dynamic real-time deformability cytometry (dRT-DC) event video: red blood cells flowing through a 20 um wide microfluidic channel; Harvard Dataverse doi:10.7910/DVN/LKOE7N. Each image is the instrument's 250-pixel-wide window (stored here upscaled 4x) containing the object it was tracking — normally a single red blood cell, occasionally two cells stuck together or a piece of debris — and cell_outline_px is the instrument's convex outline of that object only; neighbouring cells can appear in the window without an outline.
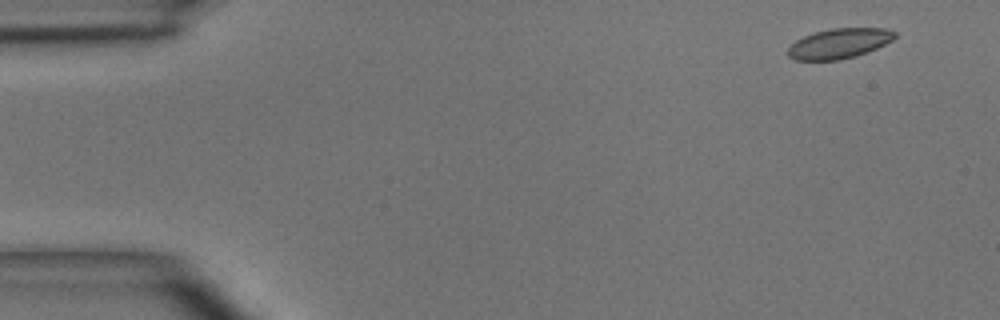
{"species": "common noctule bat (a hibernating species)", "species_latin": "Nyctalus noctula", "temperature_condition": "room temperature", "stored_images_in_passage": 3, "camera_frame_rate_fps": 3000, "um_per_image_px": 0.085, "animal": {"sex": "male", "body_mass_g": 15.6}, "frame": {"image": 1, "passage_image": 1, "time_ms": 0.0, "image_size_px": [1000, 320], "cell_outline_px": [[896, 36], [892, 40], [876, 48], [856, 56], [840, 60], [796, 60], [788, 56], [788, 48], [796, 40], [804, 36], [816, 32], [832, 28], [884, 28], [896, 32]], "centroid_in_image_um": [71.32, 3.69], "position_along_channel_um": 13.7, "area_um2": 18.55}}
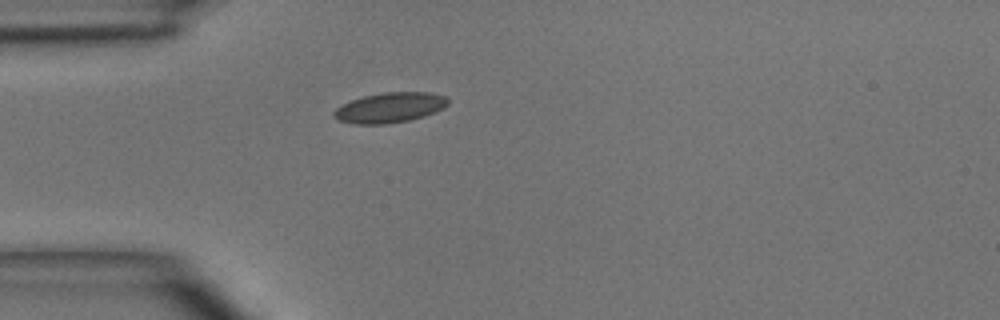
{"frame": {"image": 2, "passage_image": 3, "time_ms": 3.333, "image_size_px": [1000, 320], "cell_outline_px": [[448, 104], [444, 108], [424, 116], [408, 120], [388, 124], [356, 124], [336, 120], [332, 116], [332, 112], [336, 108], [352, 100], [364, 96], [384, 92], [428, 92], [444, 96], [448, 100]], "centroid_in_image_um": [33.11, 9.15], "position_along_channel_um": 51.9, "area_um2": 20.0}}